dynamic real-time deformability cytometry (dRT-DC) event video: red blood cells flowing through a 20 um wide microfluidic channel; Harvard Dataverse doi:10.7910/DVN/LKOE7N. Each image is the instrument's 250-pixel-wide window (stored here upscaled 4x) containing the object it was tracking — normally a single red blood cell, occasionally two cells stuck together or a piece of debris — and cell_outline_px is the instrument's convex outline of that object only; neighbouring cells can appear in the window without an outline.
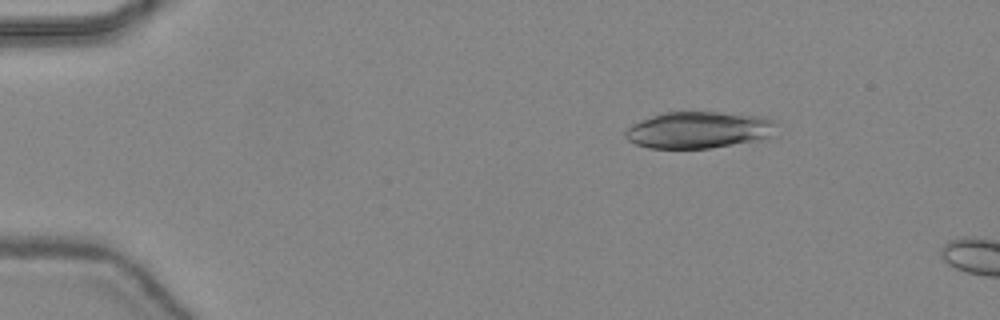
{"species": "common noctule bat (a hibernating species)", "species_latin": "Nyctalus noctula", "temperature_condition": "warm", "stored_images_in_passage": 10, "camera_frame_rate_fps": 3000, "um_per_image_px": 0.085, "animal": {"sex": "female", "body_mass_g": 24.6, "forearm_length_mm": 56.2}, "frame": {"image": 1, "passage_image": 7, "time_ms": 2.0, "image_size_px": [1000, 320], "cell_outline_px": [[780, 124], [772, 136], [760, 140], [712, 148], [648, 148], [636, 144], [628, 140], [624, 136], [624, 132], [632, 124], [652, 116], [664, 112], [716, 112], [764, 116]], "centroid_in_image_um": [59.45, 11.05], "position_along_channel_um": 25.5, "area_um2": 32.6}}